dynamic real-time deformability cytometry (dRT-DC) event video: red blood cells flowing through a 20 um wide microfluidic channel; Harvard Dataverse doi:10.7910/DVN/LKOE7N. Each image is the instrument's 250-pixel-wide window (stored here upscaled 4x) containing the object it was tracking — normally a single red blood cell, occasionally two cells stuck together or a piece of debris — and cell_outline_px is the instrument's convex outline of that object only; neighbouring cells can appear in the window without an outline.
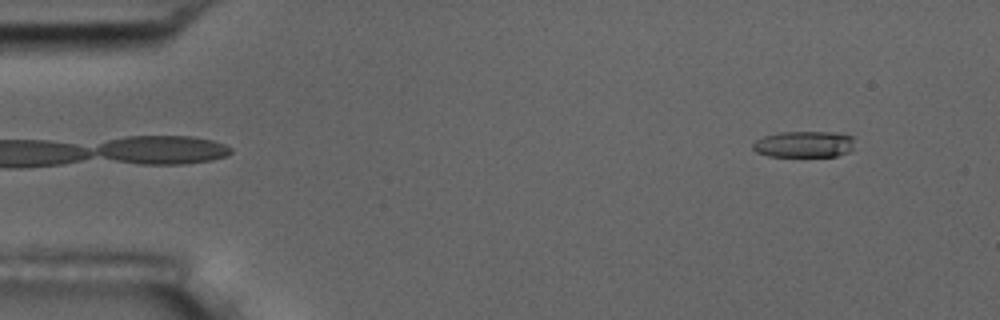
{"species": "common noctule bat (a hibernating species)", "species_latin": "Nyctalus noctula", "temperature_condition": "room temperature", "stored_images_in_passage": 5, "segment_of_instrument_passage": [2, 2], "camera_frame_rate_fps": 3000, "um_per_image_px": 0.085, "animal": {"sex": "male", "body_mass_g": 17.5, "forearm_length_mm": 52.3}, "frame": {"image": 1, "passage_image": 5, "time_ms": 5.333, "image_size_px": [1000, 320], "cell_outline_px": [[852, 148], [848, 152], [836, 156], [768, 156], [756, 152], [752, 148], [752, 144], [756, 140], [764, 136], [780, 132], [832, 132], [852, 136]], "centroid_in_image_um": [68.3, 12.26], "position_along_channel_um": 16.7, "area_um2": 15.49}}